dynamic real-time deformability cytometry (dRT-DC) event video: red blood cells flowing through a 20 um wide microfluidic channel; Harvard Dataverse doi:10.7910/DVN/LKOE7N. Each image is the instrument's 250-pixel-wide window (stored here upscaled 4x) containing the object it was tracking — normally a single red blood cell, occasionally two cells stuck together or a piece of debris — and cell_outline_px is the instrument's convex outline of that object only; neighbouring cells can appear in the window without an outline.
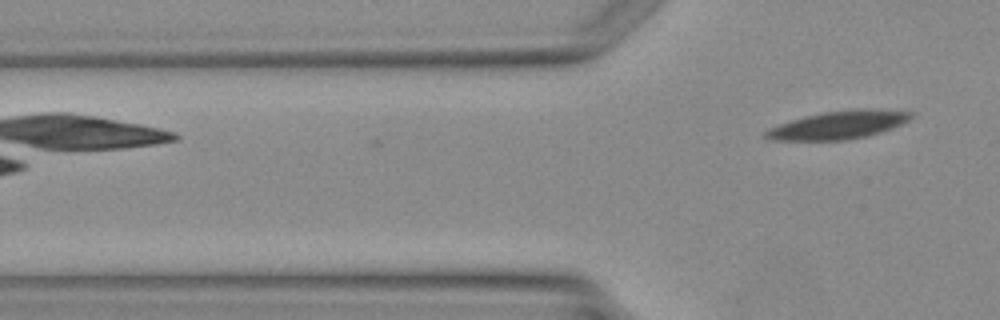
{"species": "Egyptian fruit bat (a non-hibernating species)", "species_latin": "Rousettus aegyptiacus", "temperature_condition": "warm", "stored_images_in_passage": 3, "camera_frame_rate_fps": 3000, "um_per_image_px": 0.085, "animal": {"sex": "female"}, "frame": {"image": 1, "passage_image": 3, "time_ms": 2.333, "image_size_px": [1000, 320], "cell_outline_px": [[912, 116], [908, 120], [900, 124], [880, 132], [868, 136], [844, 140], [772, 140], [764, 136], [764, 132], [780, 124], [792, 120], [824, 112], [856, 108], [868, 108], [912, 112]], "centroid_in_image_um": [71.29, 10.62], "position_along_channel_um": 54.5, "area_um2": 23.35}}